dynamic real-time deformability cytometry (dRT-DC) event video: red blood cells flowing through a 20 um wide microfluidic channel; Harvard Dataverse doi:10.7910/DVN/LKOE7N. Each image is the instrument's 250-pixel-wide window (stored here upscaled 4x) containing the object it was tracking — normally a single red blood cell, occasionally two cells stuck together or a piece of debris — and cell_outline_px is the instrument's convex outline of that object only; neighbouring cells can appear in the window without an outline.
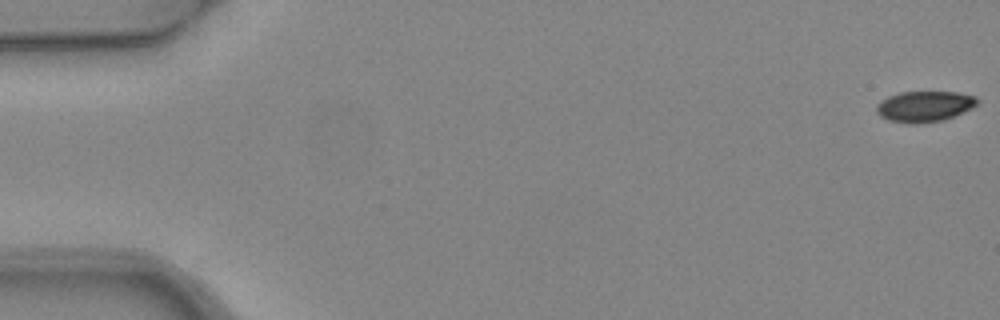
{"species": "common noctule bat (a hibernating species)", "species_latin": "Nyctalus noctula", "temperature_condition": "warm", "stored_images_in_passage": 4, "camera_frame_rate_fps": 3000, "um_per_image_px": 0.085, "animal": {"sex": "female", "body_mass_g": 24.6, "forearm_length_mm": 56.2}, "frame": {"image": 1, "passage_image": 1, "time_ms": 0.0, "image_size_px": [1000, 320], "cell_outline_px": [[980, 100], [972, 108], [944, 120], [916, 124], [908, 124], [888, 120], [880, 116], [876, 112], [876, 104], [880, 100], [888, 96], [900, 92], [956, 92], [976, 96]], "centroid_in_image_um": [78.56, 9.05], "position_along_channel_um": 6.4, "area_um2": 18.26}}
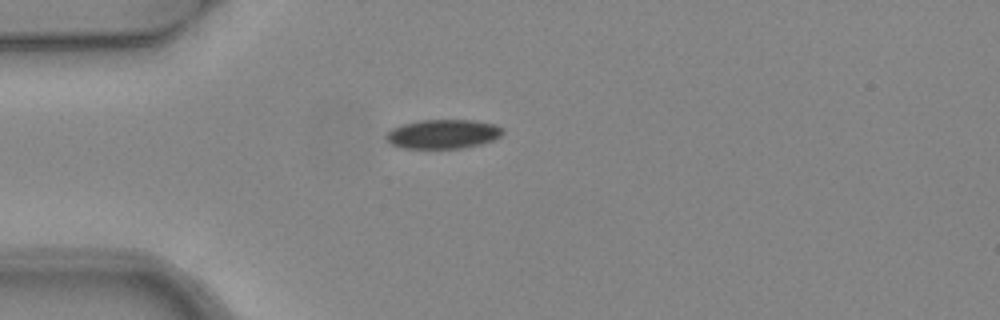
{"frame": {"image": 2, "passage_image": 4, "time_ms": 1.0, "image_size_px": [1000, 320], "cell_outline_px": [[504, 132], [500, 136], [492, 140], [480, 144], [460, 148], [400, 148], [392, 144], [384, 136], [392, 128], [404, 124], [420, 120], [476, 120], [496, 124], [504, 128]], "centroid_in_image_um": [37.68, 11.38], "position_along_channel_um": 47.3, "area_um2": 19.83}}